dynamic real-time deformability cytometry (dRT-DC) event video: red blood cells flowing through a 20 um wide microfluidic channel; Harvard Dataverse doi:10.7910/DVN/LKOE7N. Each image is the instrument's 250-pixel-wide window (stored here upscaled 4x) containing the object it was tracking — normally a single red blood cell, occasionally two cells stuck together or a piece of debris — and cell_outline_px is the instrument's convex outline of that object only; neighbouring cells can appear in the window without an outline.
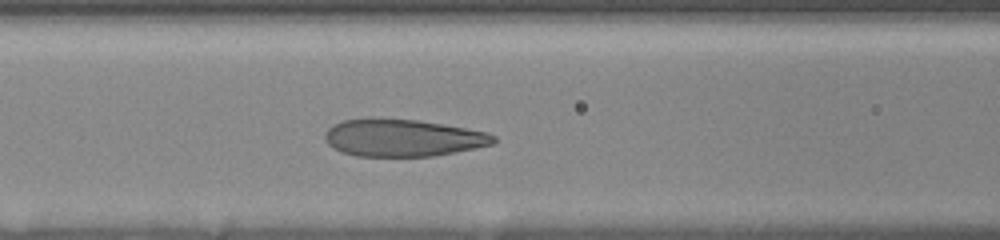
{"species": "human", "species_latin": "Homo sapiens", "temperature_condition": "room temperature", "stored_images_in_passage": 24, "camera_frame_rate_fps": 3000, "um_per_image_px": 0.085, "donor": {"sex": "female"}, "frame": {"image": 1, "passage_image": 10, "time_ms": 5.333, "image_size_px": [1000, 240], "cell_outline_px": [[496, 140], [492, 144], [476, 148], [432, 156], [356, 156], [340, 152], [328, 144], [324, 136], [328, 128], [332, 124], [344, 120], [368, 116], [372, 116], [416, 120], [444, 124], [488, 132], [496, 136]], "centroid_in_image_um": [34.19, 11.69], "position_along_channel_um": 132.4, "area_um2": 37.17}}
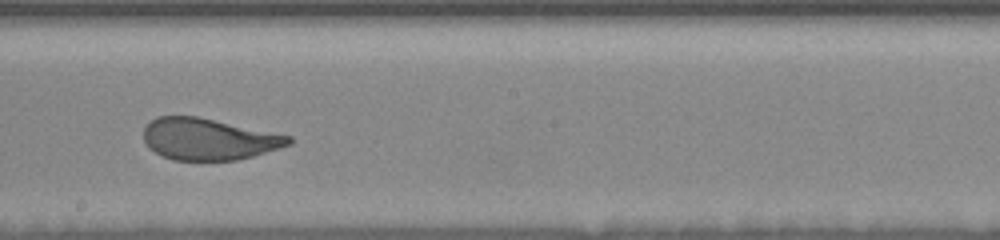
{"frame": {"image": 2, "passage_image": 14, "time_ms": 8.0, "image_size_px": [1000, 240], "cell_outline_px": [[292, 144], [252, 156], [236, 160], [172, 160], [148, 148], [144, 140], [144, 128], [156, 116], [196, 116], [292, 136]], "centroid_in_image_um": [17.72, 11.82], "position_along_channel_um": 230.5, "area_um2": 34.97}}
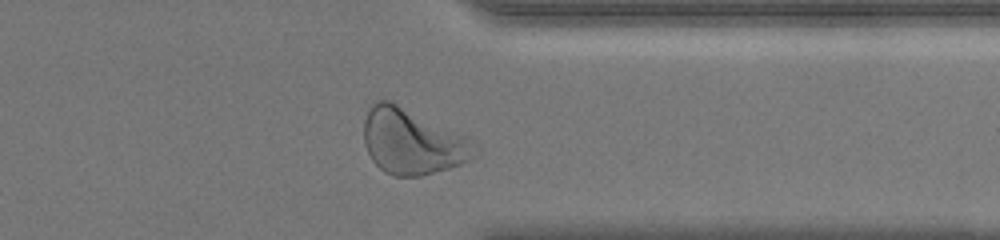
{"frame": {"image": 3, "passage_image": 22, "time_ms": 12.0, "image_size_px": [1000, 240], "cell_outline_px": [[480, 148], [472, 160], [448, 168], [420, 176], [392, 176], [384, 172], [372, 160], [364, 144], [364, 120], [368, 108], [376, 100], [388, 100], [464, 136], [472, 140]], "centroid_in_image_um": [35.03, 12.06], "position_along_channel_um": 376.4, "area_um2": 41.91}, "authors_computed_cell_mechanics": {"area_um2": 37.4833, "velocity_mm_per_s": 3.679, "shape_relaxation_time_tau1_ms": 3.9715, "shape_relaxation_time_tau2_ms": null, "deformation_change_tau1": 0.177, "deformation_change_tau2": null}}